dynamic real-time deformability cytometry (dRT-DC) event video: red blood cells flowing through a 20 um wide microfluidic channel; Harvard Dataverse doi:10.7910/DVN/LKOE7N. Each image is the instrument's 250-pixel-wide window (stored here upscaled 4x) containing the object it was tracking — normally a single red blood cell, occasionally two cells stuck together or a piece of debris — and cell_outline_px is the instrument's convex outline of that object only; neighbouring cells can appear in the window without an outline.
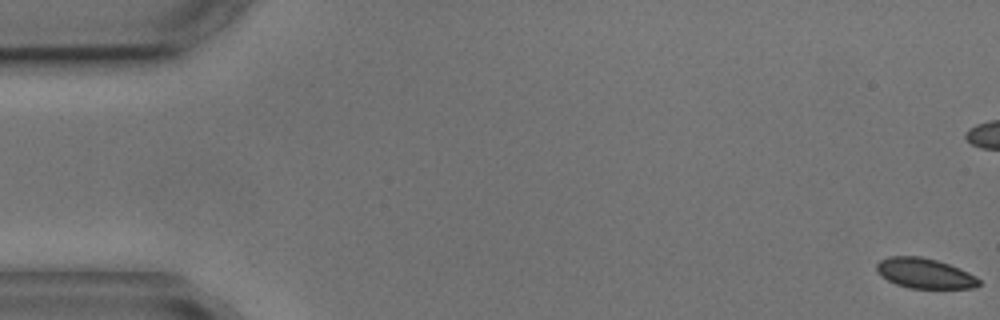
{"species": "common noctule bat (a hibernating species)", "species_latin": "Nyctalus noctula", "temperature_condition": "cold", "stored_images_in_passage": 6, "camera_frame_rate_fps": 3000, "um_per_image_px": 0.085, "animal": {"sex": "male", "body_mass_g": 17.9, "forearm_length_mm": 54.2}, "frame": {"image": 1, "passage_image": 1, "time_ms": 0.0, "image_size_px": [1000, 320], "cell_outline_px": [[980, 284], [976, 288], [908, 288], [896, 284], [880, 276], [876, 268], [876, 264], [880, 260], [892, 256], [920, 256], [936, 260], [960, 268], [976, 276], [980, 280]], "centroid_in_image_um": [78.6, 23.23], "position_along_channel_um": 6.4, "area_um2": 17.98}}